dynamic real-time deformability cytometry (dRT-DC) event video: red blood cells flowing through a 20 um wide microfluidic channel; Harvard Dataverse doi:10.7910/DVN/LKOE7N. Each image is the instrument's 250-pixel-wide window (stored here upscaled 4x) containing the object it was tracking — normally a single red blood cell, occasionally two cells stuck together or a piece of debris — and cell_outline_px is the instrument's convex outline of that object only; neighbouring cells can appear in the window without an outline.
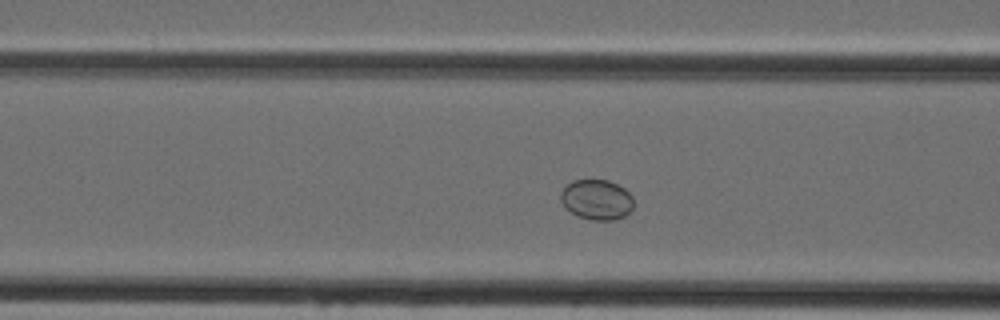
{"species": "Egyptian fruit bat (a non-hibernating species)", "species_latin": "Rousettus aegyptiacus", "temperature_condition": "cold", "stored_images_in_passage": 45, "camera_frame_rate_fps": 3000, "um_per_image_px": 0.085, "animal": {"sex": "female"}, "frame": {"image": 1, "passage_image": 15, "time_ms": 4.667, "image_size_px": [1000, 320], "cell_outline_px": [[632, 208], [624, 216], [612, 220], [592, 220], [580, 216], [564, 208], [560, 200], [560, 192], [572, 180], [608, 180], [624, 188], [632, 196]], "centroid_in_image_um": [50.69, 16.96], "position_along_channel_um": 115.9, "area_um2": 16.94}}
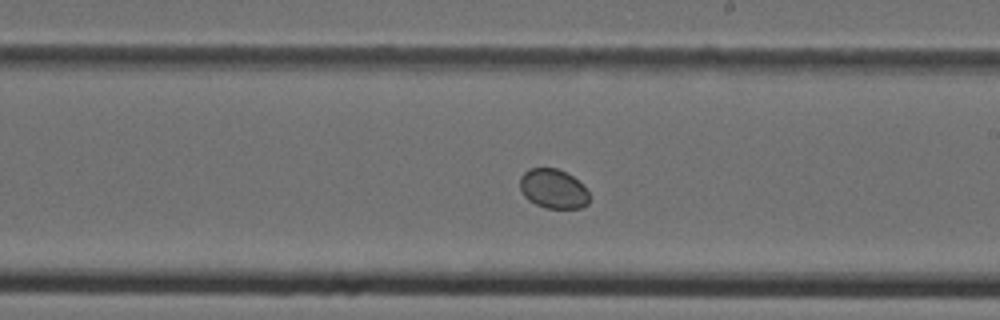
{"frame": {"image": 2, "passage_image": 24, "time_ms": 7.667, "image_size_px": [1000, 320], "cell_outline_px": [[588, 204], [580, 208], [544, 208], [528, 200], [524, 196], [520, 188], [520, 176], [528, 168], [556, 168], [572, 176], [588, 192]], "centroid_in_image_um": [46.98, 16.05], "position_along_channel_um": 242.0, "area_um2": 15.78}}
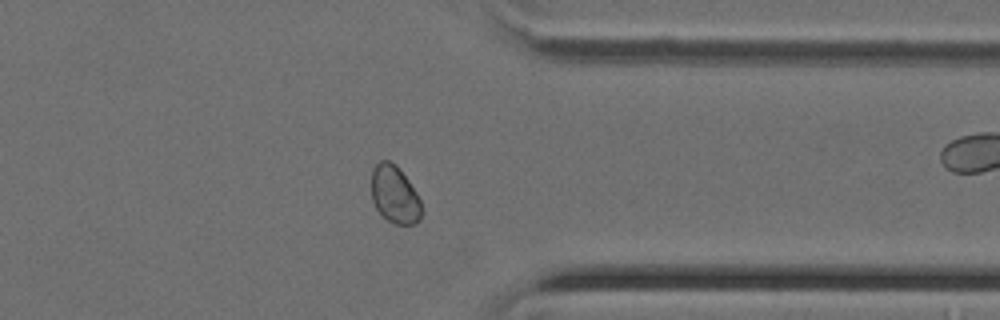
{"frame": {"image": 3, "passage_image": 34, "time_ms": 11.0, "image_size_px": [1000, 320], "cell_outline_px": [[424, 212], [420, 220], [412, 224], [396, 224], [388, 220], [376, 208], [372, 200], [372, 168], [380, 160], [388, 160], [396, 164], [408, 180], [416, 192], [424, 208]], "centroid_in_image_um": [33.58, 16.53], "position_along_channel_um": 377.8, "area_um2": 16.94}}